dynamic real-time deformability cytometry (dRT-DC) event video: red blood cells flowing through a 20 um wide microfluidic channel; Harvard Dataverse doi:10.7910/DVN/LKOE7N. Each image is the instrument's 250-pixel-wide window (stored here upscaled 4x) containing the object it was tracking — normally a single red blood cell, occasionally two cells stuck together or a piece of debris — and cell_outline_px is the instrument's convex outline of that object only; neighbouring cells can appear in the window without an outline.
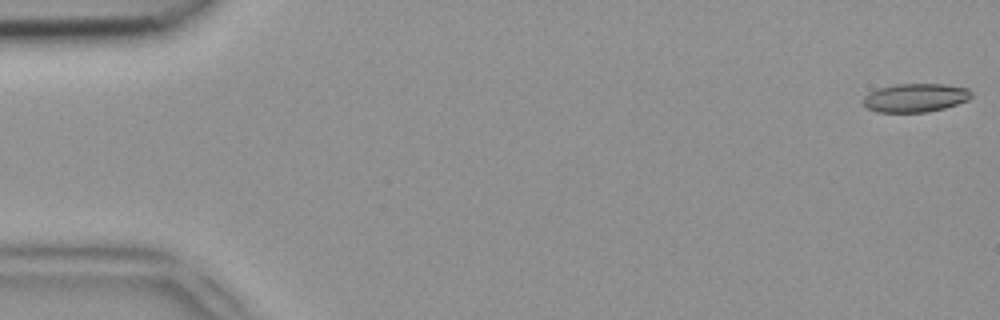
{"species": "common noctule bat (a hibernating species)", "species_latin": "Nyctalus noctula", "temperature_condition": "room temperature", "stored_images_in_passage": 43, "camera_frame_rate_fps": 3000, "um_per_image_px": 0.085, "animal": {"sex": "female", "body_mass_g": 18.4}, "frame": {"image": 1, "passage_image": 1, "time_ms": 0.0, "image_size_px": [1000, 320], "cell_outline_px": [[972, 96], [968, 100], [944, 108], [928, 112], [876, 112], [868, 108], [864, 104], [864, 96], [868, 92], [876, 88], [896, 84], [944, 84], [968, 88], [972, 92]], "centroid_in_image_um": [77.8, 8.3], "position_along_channel_um": 7.2, "area_um2": 18.09}}
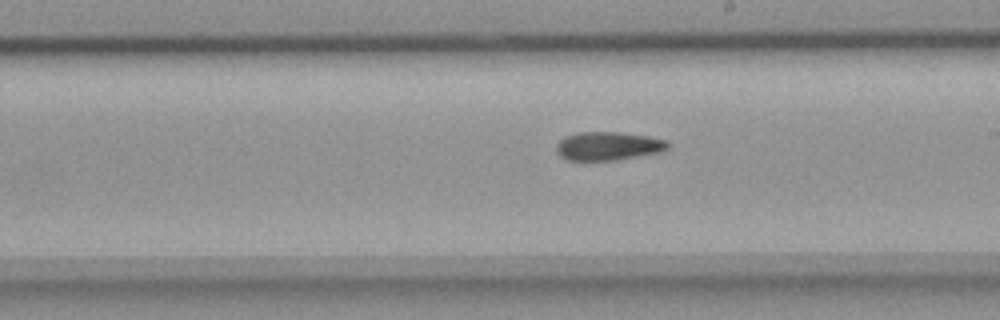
{"frame": {"image": 2, "passage_image": 28, "time_ms": 9.0, "image_size_px": [1000, 320], "cell_outline_px": [[672, 144], [668, 148], [660, 152], [616, 160], [568, 160], [560, 156], [556, 152], [556, 144], [564, 136], [576, 132], [620, 132], [648, 136], [668, 140]], "centroid_in_image_um": [51.7, 12.4], "position_along_channel_um": 237.3, "area_um2": 18.73}}
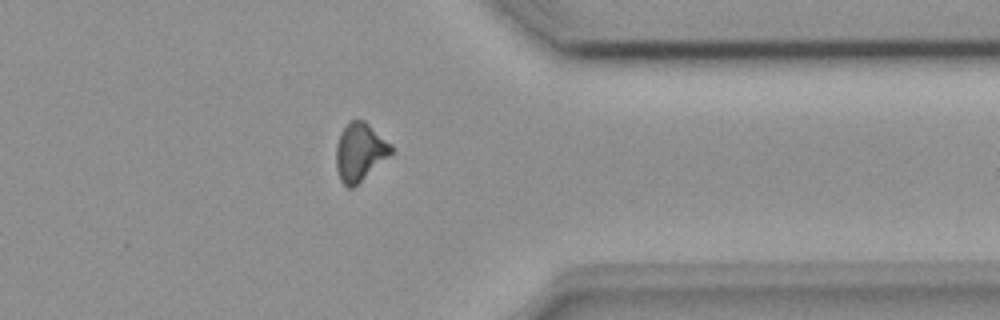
{"frame": {"image": 3, "passage_image": 39, "time_ms": 12.667, "image_size_px": [1000, 320], "cell_outline_px": [[392, 152], [388, 156], [352, 188], [348, 188], [340, 180], [336, 168], [336, 144], [340, 132], [348, 120], [364, 120], [392, 144]], "centroid_in_image_um": [30.55, 12.88], "position_along_channel_um": 380.8, "area_um2": 18.44}}